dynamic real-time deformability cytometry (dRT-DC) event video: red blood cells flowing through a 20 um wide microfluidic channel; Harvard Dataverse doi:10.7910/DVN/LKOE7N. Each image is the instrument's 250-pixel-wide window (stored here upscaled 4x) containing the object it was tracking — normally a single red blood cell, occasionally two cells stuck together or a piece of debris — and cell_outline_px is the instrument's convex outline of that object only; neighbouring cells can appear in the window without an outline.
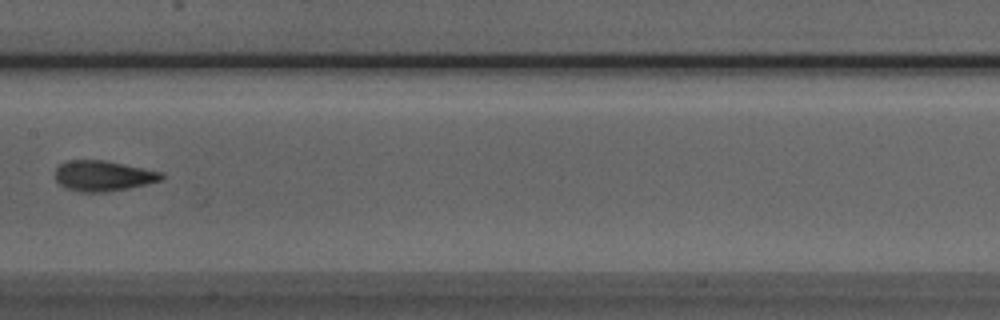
{"species": "Egyptian fruit bat (a non-hibernating species)", "species_latin": "Rousettus aegyptiacus", "temperature_condition": "room temperature", "stored_images_in_passage": 7, "camera_frame_rate_fps": 3000, "um_per_image_px": 0.085, "animal": {"sex": "male"}, "frame": {"image": 1, "passage_image": 7, "time_ms": 7.0, "image_size_px": [1000, 320], "cell_outline_px": [[164, 180], [128, 188], [104, 192], [80, 192], [68, 188], [60, 184], [56, 180], [56, 168], [60, 164], [68, 160], [104, 160], [164, 172]], "centroid_in_image_um": [8.81, 14.94], "position_along_channel_um": 198.6, "area_um2": 18.84}}